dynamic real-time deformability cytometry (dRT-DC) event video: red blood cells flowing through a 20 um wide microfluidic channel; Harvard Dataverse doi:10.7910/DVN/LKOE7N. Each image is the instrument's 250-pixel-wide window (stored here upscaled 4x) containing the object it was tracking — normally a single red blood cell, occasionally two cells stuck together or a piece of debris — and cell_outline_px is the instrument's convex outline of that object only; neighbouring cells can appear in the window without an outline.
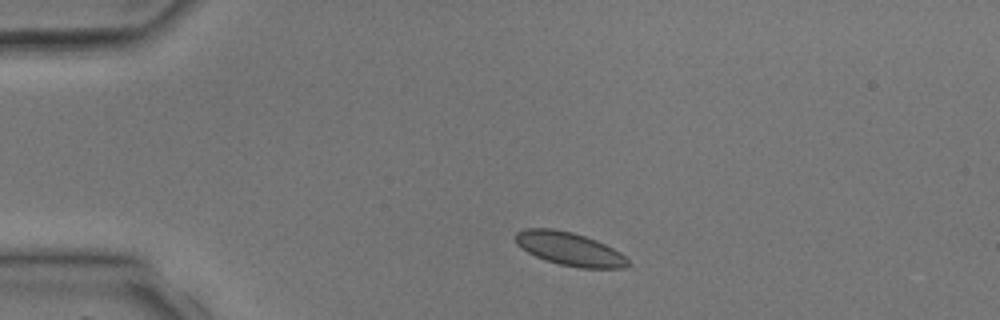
{"species": "common noctule bat (a hibernating species)", "species_latin": "Nyctalus noctula", "temperature_condition": "room temperature", "stored_images_in_passage": 2, "camera_frame_rate_fps": 3000, "um_per_image_px": 0.085, "animal": {"sex": "male", "body_mass_g": 17.9, "forearm_length_mm": 54.2}, "frame": {"image": 1, "passage_image": 1, "time_ms": 0.0, "image_size_px": [1000, 320], "cell_outline_px": [[628, 264], [624, 268], [580, 268], [560, 264], [536, 256], [520, 248], [516, 244], [516, 232], [524, 228], [552, 228], [572, 232], [596, 240], [620, 252], [628, 260]], "centroid_in_image_um": [48.38, 21.14], "position_along_channel_um": 36.6, "area_um2": 21.62}}